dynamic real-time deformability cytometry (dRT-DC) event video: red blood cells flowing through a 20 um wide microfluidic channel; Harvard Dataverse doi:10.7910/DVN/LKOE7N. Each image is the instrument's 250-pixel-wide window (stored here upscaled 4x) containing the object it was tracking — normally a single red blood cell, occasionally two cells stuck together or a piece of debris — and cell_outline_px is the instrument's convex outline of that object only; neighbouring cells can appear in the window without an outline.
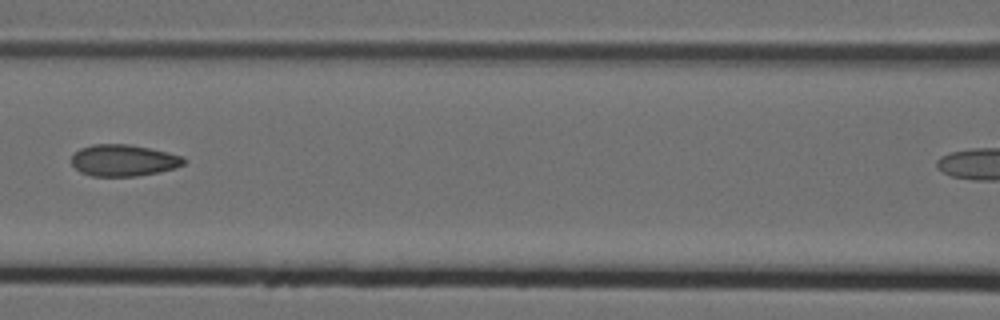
{"species": "Egyptian fruit bat (a non-hibernating species)", "species_latin": "Rousettus aegyptiacus", "temperature_condition": "cold", "stored_images_in_passage": 8, "segment_of_instrument_passage": [1, 2], "camera_frame_rate_fps": 3000, "um_per_image_px": 0.085, "animal": {"sex": "female"}, "frame": {"image": 1, "passage_image": 7, "time_ms": 2.0, "image_size_px": [1000, 320], "cell_outline_px": [[184, 164], [176, 168], [160, 172], [136, 176], [92, 176], [80, 172], [72, 164], [72, 156], [80, 148], [92, 144], [128, 144], [168, 152], [184, 156]], "centroid_in_image_um": [10.51, 13.63], "position_along_channel_um": 156.1, "area_um2": 20.69}}